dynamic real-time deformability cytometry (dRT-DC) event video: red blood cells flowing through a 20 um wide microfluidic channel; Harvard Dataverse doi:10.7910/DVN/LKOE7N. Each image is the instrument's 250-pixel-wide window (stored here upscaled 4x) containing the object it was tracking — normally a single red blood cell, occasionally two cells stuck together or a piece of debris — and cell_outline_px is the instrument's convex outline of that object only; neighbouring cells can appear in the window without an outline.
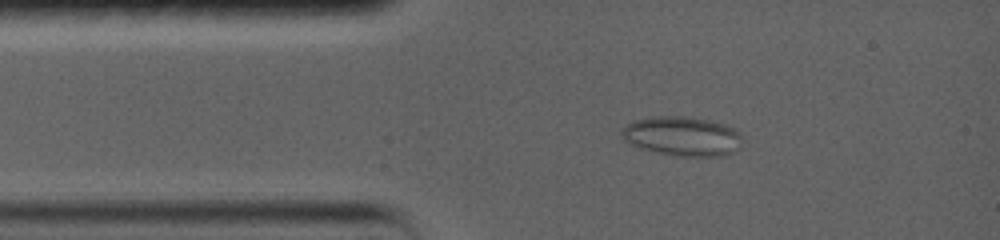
{"species": "common noctule bat (a hibernating species)", "species_latin": "Nyctalus noctula", "temperature_condition": "warm", "stored_images_in_passage": 60, "camera_frame_rate_fps": 5000, "um_per_image_px": 0.085, "animal": {"sex": "female", "body_mass_g": 19.0, "forearm_length_mm": 56.7}, "frame": {"image": 1, "passage_image": 5, "time_ms": 2.2, "image_size_px": [1000, 240], "cell_outline_px": [[740, 148], [736, 152], [724, 156], [676, 156], [640, 148], [628, 144], [624, 140], [620, 132], [632, 120], [652, 116], [684, 116], [708, 120], [724, 124], [736, 128], [740, 132]], "centroid_in_image_um": [58.0, 11.58], "position_along_channel_um": 27.0, "area_um2": 27.98}}
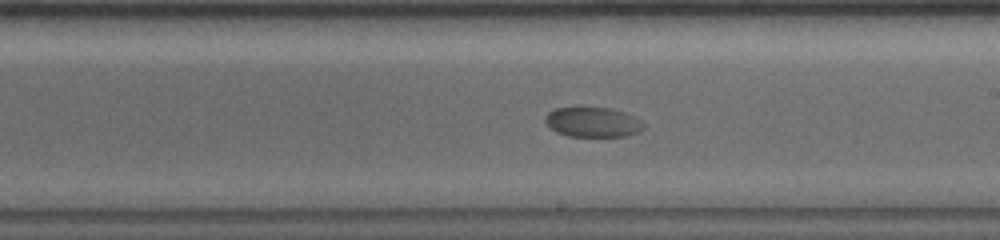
{"frame": {"image": 2, "passage_image": 21, "time_ms": 8.8, "image_size_px": [1000, 240], "cell_outline_px": [[644, 128], [636, 132], [624, 136], [568, 136], [556, 132], [544, 120], [544, 116], [548, 112], [556, 108], [612, 108], [624, 112], [644, 120]], "centroid_in_image_um": [50.41, 10.38], "position_along_channel_um": 238.6, "area_um2": 17.05}}
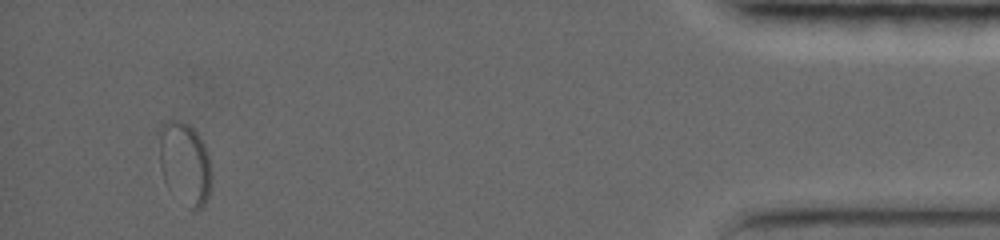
{"frame": {"image": 3, "passage_image": 53, "time_ms": 16.4, "image_size_px": [1000, 240], "cell_outline_px": [[212, 176], [208, 196], [204, 204], [200, 208], [192, 208], [160, 164], [160, 124], [168, 120], [180, 120], [188, 124], [196, 132], [204, 144], [208, 152]], "centroid_in_image_um": [15.79, 13.7], "position_along_channel_um": 419.4, "area_um2": 23.24}}